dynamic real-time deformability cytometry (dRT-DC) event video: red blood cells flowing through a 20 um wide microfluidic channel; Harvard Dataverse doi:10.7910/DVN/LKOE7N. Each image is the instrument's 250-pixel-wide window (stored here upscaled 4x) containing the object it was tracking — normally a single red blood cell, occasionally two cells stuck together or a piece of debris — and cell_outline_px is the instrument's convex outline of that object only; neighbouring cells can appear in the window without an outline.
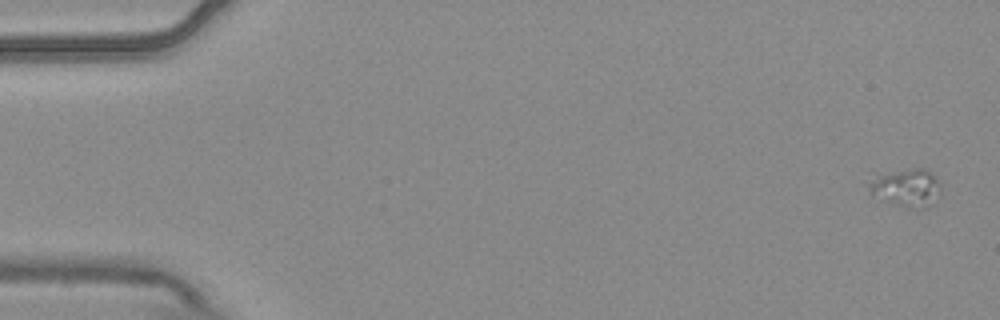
{"species": "common noctule bat (a hibernating species)", "species_latin": "Nyctalus noctula", "temperature_condition": "warm", "stored_images_in_passage": 7, "camera_frame_rate_fps": 3000, "um_per_image_px": 0.085, "animal": {"sex": "male", "body_mass_g": 20.4}, "frame": {"image": 1, "passage_image": 1, "time_ms": 0.0, "image_size_px": [1000, 320], "cell_outline_px": [[940, 184], [932, 204], [928, 208], [908, 208], [884, 200], [872, 192], [868, 188], [872, 180], [880, 176], [916, 168], [924, 168], [932, 172], [936, 176]], "centroid_in_image_um": [77.12, 15.98], "position_along_channel_um": 7.9, "area_um2": 14.97}}
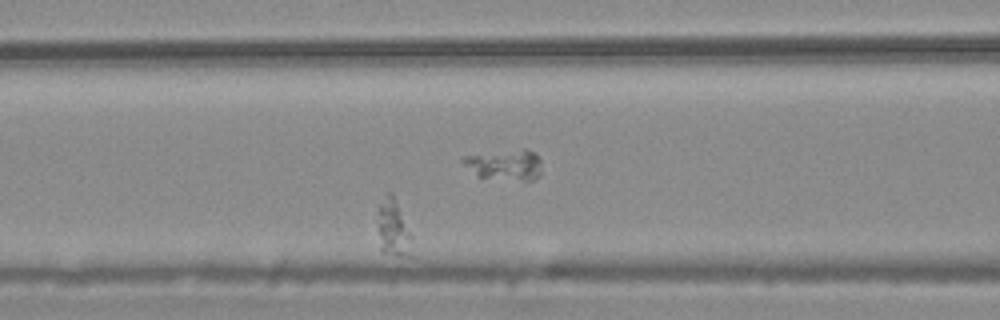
{"frame": {"image": 2, "passage_image": 7, "time_ms": 2.0, "image_size_px": [1000, 320], "cell_outline_px": [[412, 256], [408, 256], [380, 252], [380, 204], [388, 192], [392, 192], [412, 236]], "centroid_in_image_um": [33.49, 19.45], "position_along_channel_um": 133.1, "area_um2": 10.87}}